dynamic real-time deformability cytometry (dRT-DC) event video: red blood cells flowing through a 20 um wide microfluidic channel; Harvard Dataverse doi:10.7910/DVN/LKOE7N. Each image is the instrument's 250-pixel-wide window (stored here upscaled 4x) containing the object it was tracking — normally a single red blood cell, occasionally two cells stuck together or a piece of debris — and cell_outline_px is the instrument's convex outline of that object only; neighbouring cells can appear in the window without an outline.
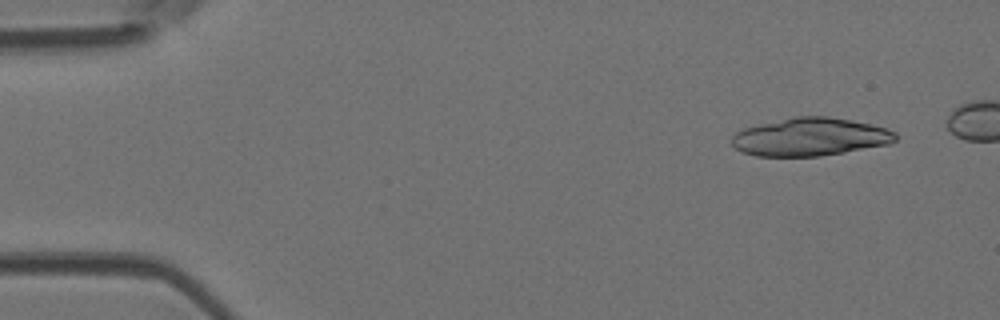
{"species": "Egyptian fruit bat (a non-hibernating species)", "species_latin": "Rousettus aegyptiacus", "temperature_condition": "room temperature", "stored_images_in_passage": 4, "segment_of_instrument_passage": [2, 2], "camera_frame_rate_fps": 3000, "um_per_image_px": 0.085, "animal": {"sex": "female"}, "frame": {"image": 1, "passage_image": 4, "time_ms": 1.0, "image_size_px": [1000, 320], "cell_outline_px": [[896, 140], [892, 144], [820, 156], [756, 156], [744, 152], [736, 148], [732, 144], [732, 136], [736, 132], [744, 128], [760, 124], [796, 116], [828, 116], [852, 120], [884, 128], [896, 132]], "centroid_in_image_um": [68.88, 11.64], "position_along_channel_um": 16.1, "area_um2": 36.13}}